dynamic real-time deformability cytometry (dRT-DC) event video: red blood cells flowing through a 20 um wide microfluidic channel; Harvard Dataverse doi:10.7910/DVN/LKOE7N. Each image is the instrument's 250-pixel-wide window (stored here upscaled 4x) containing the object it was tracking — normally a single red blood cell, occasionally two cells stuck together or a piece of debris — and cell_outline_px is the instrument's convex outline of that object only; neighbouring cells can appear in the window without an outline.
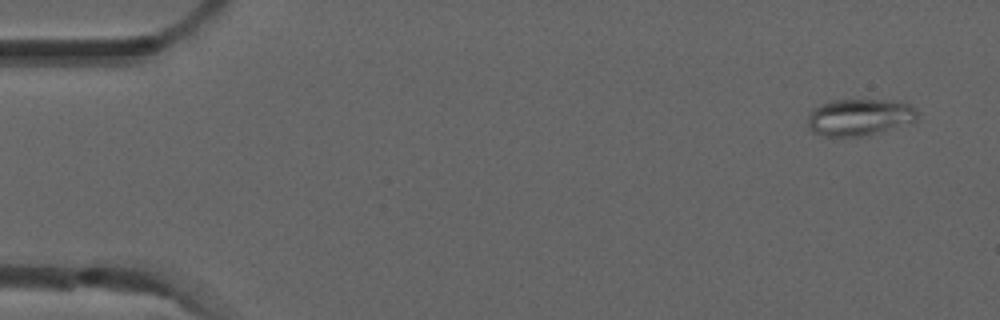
{"species": "common noctule bat (a hibernating species)", "species_latin": "Nyctalus noctula", "temperature_condition": "room temperature", "stored_images_in_passage": 3, "camera_frame_rate_fps": 3000, "um_per_image_px": 0.085, "animal": {"sex": "male", "forearm_length_mm": 52.5}, "frame": {"image": 1, "passage_image": 1, "time_ms": 0.0, "image_size_px": [1000, 320], "cell_outline_px": [[920, 112], [916, 120], [912, 124], [884, 132], [868, 136], [824, 136], [812, 132], [808, 128], [808, 116], [812, 108], [820, 104], [832, 100], [900, 100], [916, 108]], "centroid_in_image_um": [73.12, 9.97], "position_along_channel_um": 11.9, "area_um2": 24.33}}